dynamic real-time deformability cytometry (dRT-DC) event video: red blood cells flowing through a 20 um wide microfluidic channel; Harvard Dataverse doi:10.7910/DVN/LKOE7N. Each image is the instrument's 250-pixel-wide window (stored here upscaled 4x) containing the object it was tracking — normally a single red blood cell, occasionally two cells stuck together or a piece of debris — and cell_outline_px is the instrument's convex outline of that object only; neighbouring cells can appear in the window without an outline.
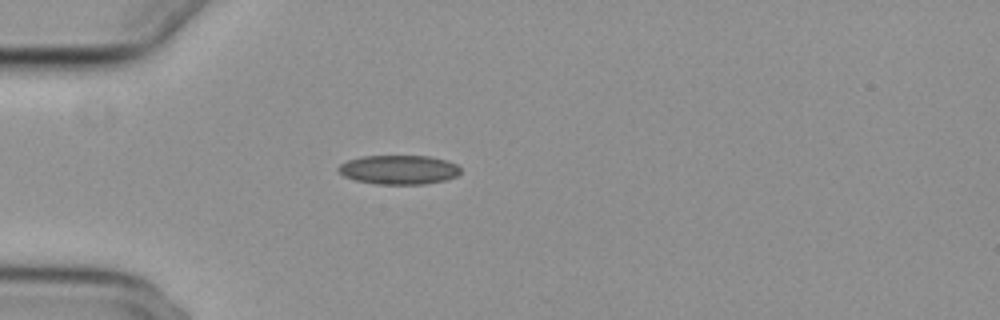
{"species": "common noctule bat (a hibernating species)", "species_latin": "Nyctalus noctula", "temperature_condition": "cold", "stored_images_in_passage": 6, "camera_frame_rate_fps": 3000, "um_per_image_px": 0.085, "animal": {"sex": "female", "body_mass_g": 29.2, "forearm_length_mm": 56.3}, "frame": {"image": 1, "passage_image": 1, "time_ms": 0.0, "image_size_px": [1000, 320], "cell_outline_px": [[460, 172], [456, 176], [444, 180], [424, 184], [376, 184], [356, 180], [344, 176], [336, 172], [336, 168], [340, 164], [348, 160], [364, 156], [428, 156], [448, 160], [456, 164], [460, 168]], "centroid_in_image_um": [33.87, 14.42], "position_along_channel_um": 51.1, "area_um2": 20.81}}
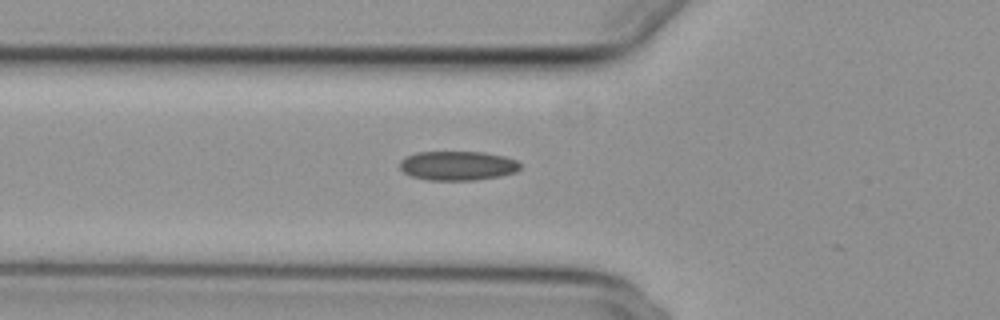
{"frame": {"image": 2, "passage_image": 5, "time_ms": 1.333, "image_size_px": [1000, 320], "cell_outline_px": [[520, 168], [516, 172], [500, 176], [472, 180], [424, 180], [412, 176], [404, 172], [400, 168], [400, 160], [416, 152], [484, 152], [504, 156], [516, 160], [520, 164]], "centroid_in_image_um": [38.9, 14.08], "position_along_channel_um": 86.9, "area_um2": 20.52}}